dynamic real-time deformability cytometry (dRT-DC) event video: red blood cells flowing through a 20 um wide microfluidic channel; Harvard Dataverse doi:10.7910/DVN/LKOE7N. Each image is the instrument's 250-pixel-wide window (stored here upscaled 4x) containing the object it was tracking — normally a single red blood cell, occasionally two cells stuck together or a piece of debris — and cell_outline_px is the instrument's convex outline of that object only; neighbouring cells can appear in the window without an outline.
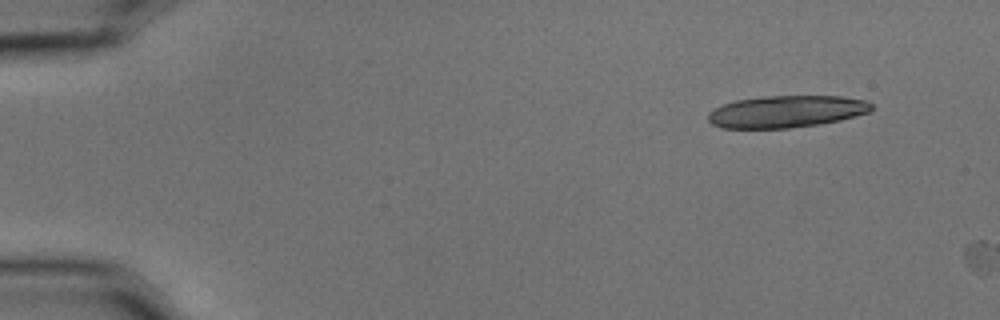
{"species": "common noctule bat (a hibernating species)", "species_latin": "Nyctalus noctula", "temperature_condition": "cold", "stored_images_in_passage": 2, "camera_frame_rate_fps": 3000, "um_per_image_px": 0.085, "animal": {"sex": "male", "body_mass_g": 15.6}, "frame": {"image": 1, "passage_image": 1, "time_ms": 0.0, "image_size_px": [1000, 320], "cell_outline_px": [[872, 108], [868, 112], [856, 116], [840, 120], [816, 124], [788, 128], [720, 128], [712, 124], [708, 120], [708, 112], [720, 104], [736, 100], [764, 96], [840, 96], [868, 100], [872, 104]], "centroid_in_image_um": [66.81, 9.47], "position_along_channel_um": 18.2, "area_um2": 30.58}}